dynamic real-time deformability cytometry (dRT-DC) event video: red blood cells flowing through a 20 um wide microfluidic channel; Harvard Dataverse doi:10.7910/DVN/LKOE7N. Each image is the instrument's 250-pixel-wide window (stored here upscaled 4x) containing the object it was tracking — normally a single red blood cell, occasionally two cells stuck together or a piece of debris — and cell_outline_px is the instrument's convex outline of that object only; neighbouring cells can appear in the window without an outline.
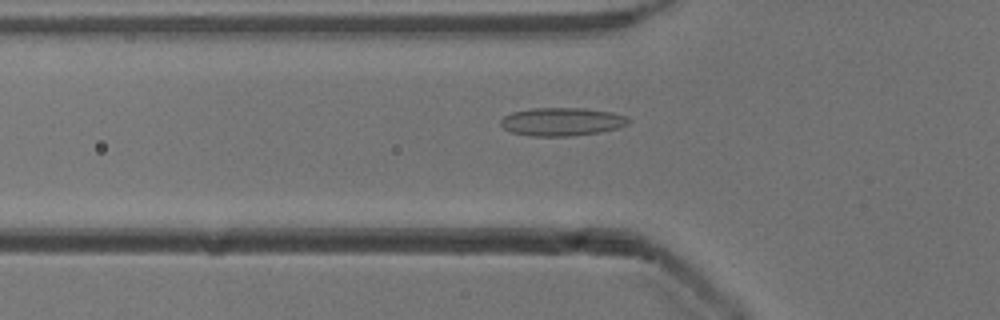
{"species": "common noctule bat (a hibernating species)", "species_latin": "Nyctalus noctula", "temperature_condition": "cold", "stored_images_in_passage": 53, "camera_frame_rate_fps": 3000, "um_per_image_px": 0.085, "animal": {"sex": "male", "body_mass_g": 13.3}, "frame": {"image": 1, "passage_image": 18, "time_ms": 5.667, "image_size_px": [1000, 320], "cell_outline_px": [[632, 120], [628, 124], [620, 128], [600, 132], [572, 136], [528, 136], [512, 132], [504, 128], [500, 124], [500, 120], [504, 116], [512, 112], [528, 108], [584, 108], [612, 112], [628, 116]], "centroid_in_image_um": [47.79, 10.34], "position_along_channel_um": 78.0, "area_um2": 21.33}}
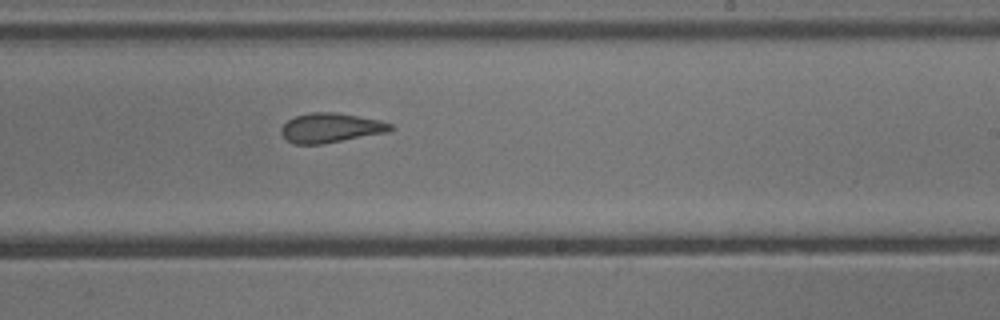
{"frame": {"image": 2, "passage_image": 32, "time_ms": 10.333, "image_size_px": [1000, 320], "cell_outline_px": [[396, 128], [388, 132], [324, 144], [296, 144], [288, 140], [280, 132], [280, 128], [288, 120], [296, 116], [308, 112], [336, 112], [380, 120], [392, 124]], "centroid_in_image_um": [28.14, 10.86], "position_along_channel_um": 260.9, "area_um2": 18.9}}
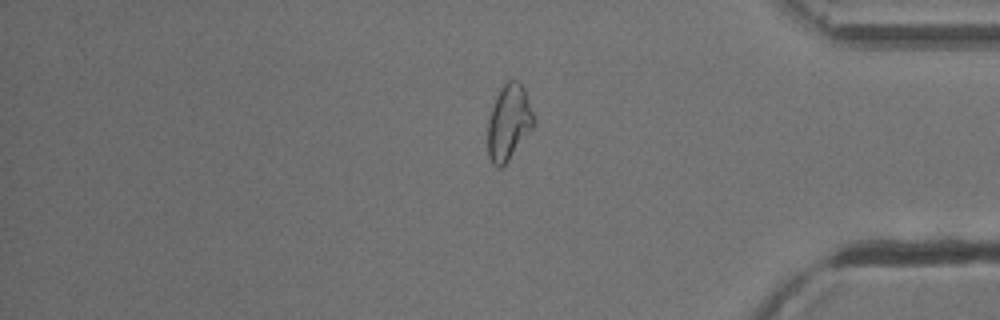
{"frame": {"image": 3, "passage_image": 44, "time_ms": 14.333, "image_size_px": [1000, 320], "cell_outline_px": [[536, 124], [508, 160], [500, 168], [496, 168], [492, 164], [488, 156], [488, 120], [496, 96], [500, 88], [508, 80], [516, 80], [524, 88], [536, 120]], "centroid_in_image_um": [43.25, 10.41], "position_along_channel_um": 391.9, "area_um2": 20.23}, "authors_computed_cell_mechanics": {"area_um2": 20.808, "velocity_mm_per_s": 3.9018, "shape_relaxation_time_tau1_ms": null, "shape_relaxation_time_tau2_ms": 2.1681, "deformation_change_tau1": null, "deformation_change_tau2": 0.0839}}